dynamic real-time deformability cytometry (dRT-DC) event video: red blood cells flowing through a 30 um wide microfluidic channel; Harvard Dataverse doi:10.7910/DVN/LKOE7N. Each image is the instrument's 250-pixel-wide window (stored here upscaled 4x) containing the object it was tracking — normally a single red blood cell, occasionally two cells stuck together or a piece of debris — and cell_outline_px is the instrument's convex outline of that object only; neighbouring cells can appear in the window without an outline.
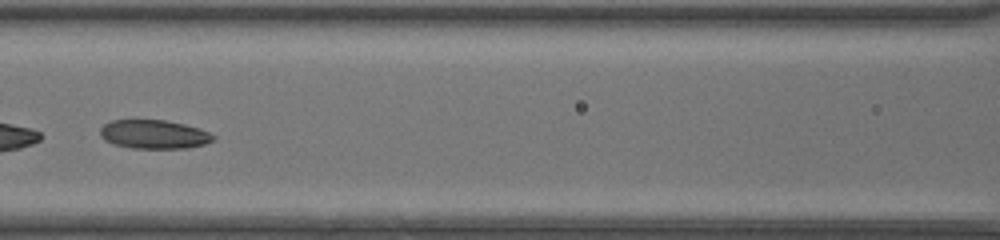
{"species": "common noctule bat (a hibernating species)", "species_latin": "Nyctalus noctula", "temperature_condition": "room temperature", "stored_images_in_passage": 39, "segment_of_instrument_passage": [2, 2], "camera_frame_rate_fps": 3000, "um_per_image_px": 0.085, "animal": {"sex": "female", "body_mass_g": 20.0, "forearm_length_mm": 54.0}, "frame": {"image": 1, "passage_image": 16, "time_ms": 5.0, "image_size_px": [1000, 240], "cell_outline_px": [[216, 140], [204, 144], [188, 148], [132, 148], [112, 144], [104, 140], [100, 136], [100, 128], [104, 124], [112, 120], [164, 120], [184, 124], [200, 128], [216, 136]], "centroid_in_image_um": [13.09, 11.42], "position_along_channel_um": 153.5, "area_um2": 19.13}}
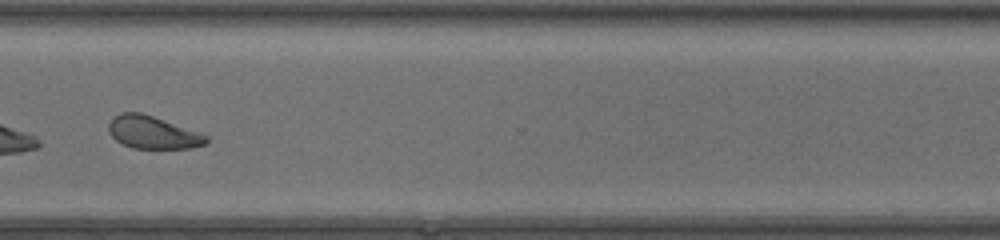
{"frame": {"image": 2, "passage_image": 30, "time_ms": 9.667, "image_size_px": [1000, 240], "cell_outline_px": [[208, 140], [204, 144], [192, 148], [132, 148], [116, 140], [108, 132], [108, 124], [112, 116], [120, 112], [140, 112], [200, 132], [208, 136]], "centroid_in_image_um": [12.95, 11.24], "position_along_channel_um": 357.6, "area_um2": 18.55}}